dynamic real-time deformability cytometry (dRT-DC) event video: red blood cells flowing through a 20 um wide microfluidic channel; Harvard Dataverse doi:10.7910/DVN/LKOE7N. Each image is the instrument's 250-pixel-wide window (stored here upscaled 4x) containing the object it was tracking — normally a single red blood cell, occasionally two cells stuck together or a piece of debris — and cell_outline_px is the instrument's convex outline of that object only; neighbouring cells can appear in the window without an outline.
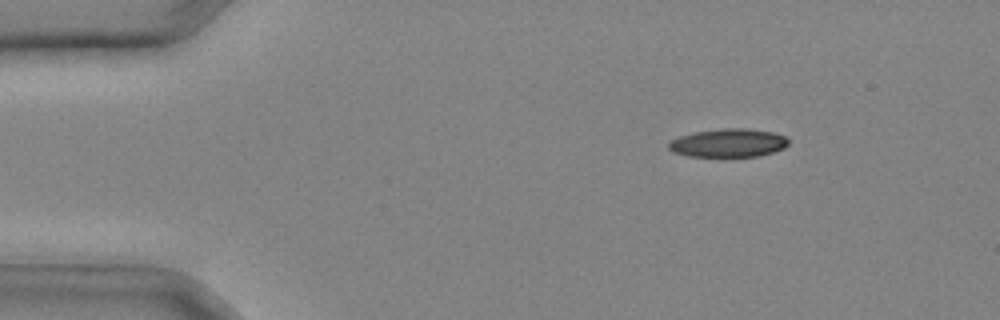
{"species": "common noctule bat (a hibernating species)", "species_latin": "Nyctalus noctula", "temperature_condition": "cold", "stored_images_in_passage": 31, "camera_frame_rate_fps": 3000, "um_per_image_px": 0.085, "animal": {"sex": "male", "body_mass_g": 20.4}, "frame": {"image": 1, "passage_image": 5, "time_ms": 1.333, "image_size_px": [1000, 320], "cell_outline_px": [[788, 144], [784, 148], [760, 156], [688, 156], [672, 152], [668, 148], [668, 140], [692, 132], [720, 128], [748, 128], [772, 132], [784, 136], [788, 140]], "centroid_in_image_um": [61.86, 12.14], "position_along_channel_um": 23.1, "area_um2": 19.94}}
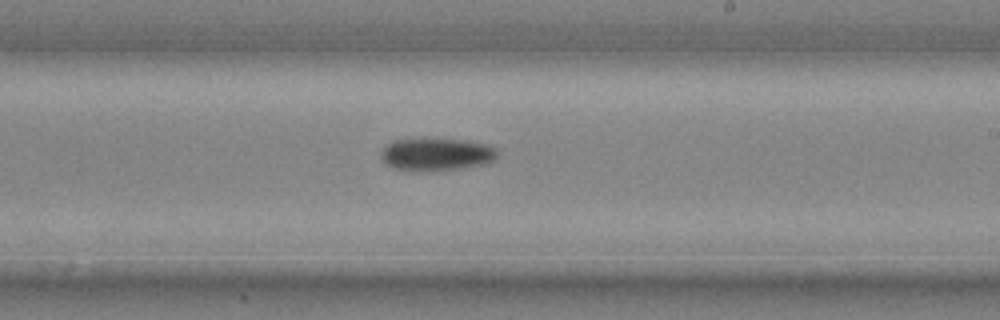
{"frame": {"image": 2, "passage_image": 20, "time_ms": 6.333, "image_size_px": [1000, 320], "cell_outline_px": [[496, 156], [492, 160], [484, 164], [460, 168], [432, 172], [392, 168], [384, 164], [380, 156], [380, 152], [392, 140], [460, 140], [484, 144], [496, 148]], "centroid_in_image_um": [37.03, 13.15], "position_along_channel_um": 252.0, "area_um2": 21.73}}
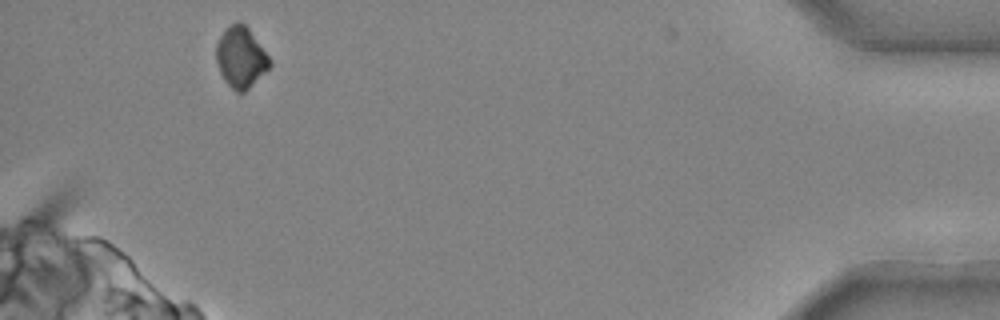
{"frame": {"image": 3, "passage_image": 31, "time_ms": 10.0, "image_size_px": [1000, 320], "cell_outline_px": [[272, 64], [244, 92], [236, 92], [224, 80], [220, 72], [216, 60], [216, 44], [220, 36], [232, 24], [240, 20], [248, 28], [268, 56]], "centroid_in_image_um": [20.45, 4.87], "position_along_channel_um": 414.8, "area_um2": 18.44}}